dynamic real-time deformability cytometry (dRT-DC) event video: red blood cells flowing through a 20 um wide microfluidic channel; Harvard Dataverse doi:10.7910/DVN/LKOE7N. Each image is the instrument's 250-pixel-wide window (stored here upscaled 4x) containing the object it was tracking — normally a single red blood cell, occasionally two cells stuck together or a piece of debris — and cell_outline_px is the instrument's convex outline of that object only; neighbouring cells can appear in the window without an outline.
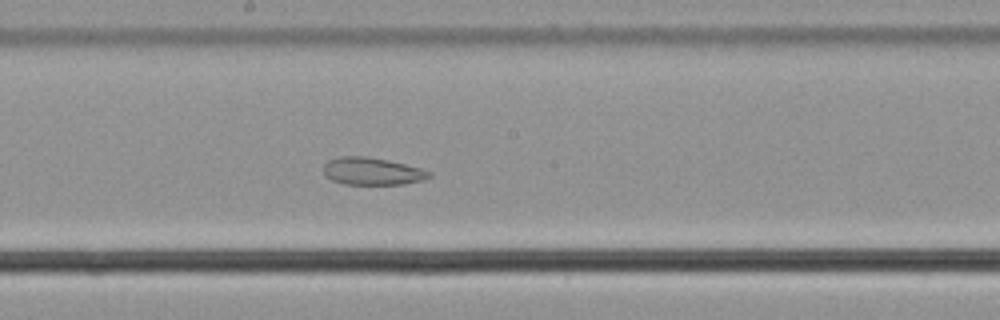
{"species": "common noctule bat (a hibernating species)", "species_latin": "Nyctalus noctula", "temperature_condition": "cold", "stored_images_in_passage": 52, "camera_frame_rate_fps": 3000, "um_per_image_px": 0.085, "animal": {"sex": "male", "body_mass_g": 21.5, "forearm_length_mm": 52.0}, "frame": {"image": 1, "passage_image": 26, "time_ms": 8.333, "image_size_px": [1000, 320], "cell_outline_px": [[432, 176], [424, 180], [404, 184], [344, 184], [332, 180], [324, 176], [324, 164], [328, 160], [340, 156], [364, 156], [388, 160], [420, 168], [432, 172]], "centroid_in_image_um": [31.63, 14.56], "position_along_channel_um": 216.6, "area_um2": 16.94}}
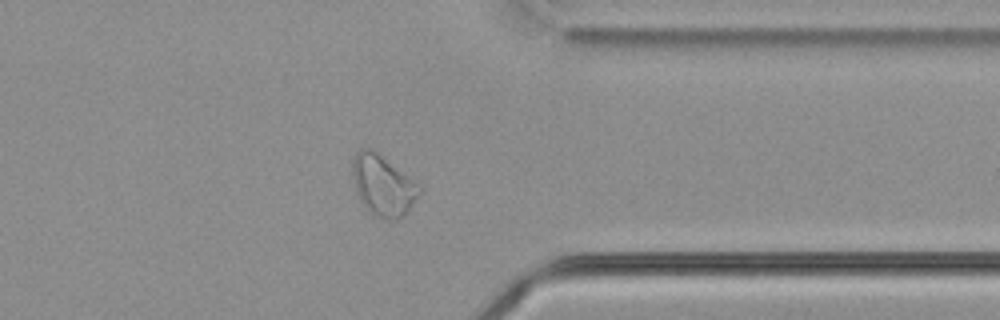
{"frame": {"image": 2, "passage_image": 40, "time_ms": 13.0, "image_size_px": [1000, 320], "cell_outline_px": [[424, 192], [396, 220], [384, 220], [372, 216], [368, 212], [360, 200], [352, 176], [352, 160], [356, 152], [360, 148], [372, 148], [420, 184], [424, 188]], "centroid_in_image_um": [32.56, 15.75], "position_along_channel_um": 378.8, "area_um2": 23.99}}
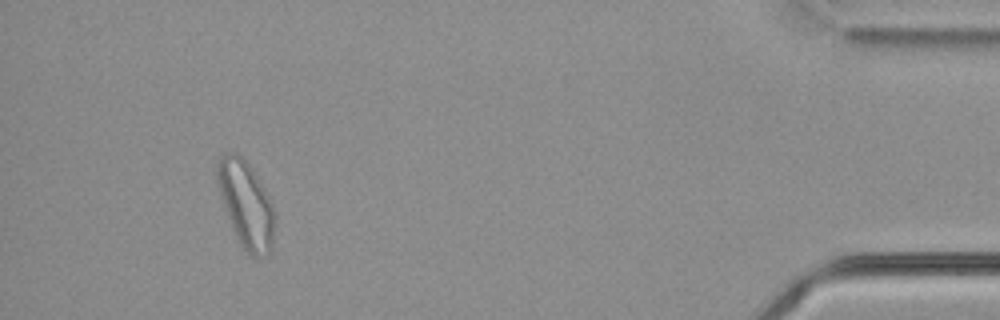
{"frame": {"image": 3, "passage_image": 48, "time_ms": 15.667, "image_size_px": [1000, 320], "cell_outline_px": [[276, 224], [272, 252], [268, 256], [252, 256], [240, 244], [232, 228], [220, 196], [216, 180], [216, 164], [224, 152], [236, 152], [248, 164], [264, 188], [276, 212]], "centroid_in_image_um": [20.93, 17.4], "position_along_channel_um": 414.3, "area_um2": 29.25}, "authors_computed_cell_mechanics": {"area_um2": 24.276, "velocity_mm_per_s": 3.6012, "shape_relaxation_time_tau1_ms": null, "shape_relaxation_time_tau2_ms": 3.1058, "deformation_change_tau1": null, "deformation_change_tau2": 0.0892}}